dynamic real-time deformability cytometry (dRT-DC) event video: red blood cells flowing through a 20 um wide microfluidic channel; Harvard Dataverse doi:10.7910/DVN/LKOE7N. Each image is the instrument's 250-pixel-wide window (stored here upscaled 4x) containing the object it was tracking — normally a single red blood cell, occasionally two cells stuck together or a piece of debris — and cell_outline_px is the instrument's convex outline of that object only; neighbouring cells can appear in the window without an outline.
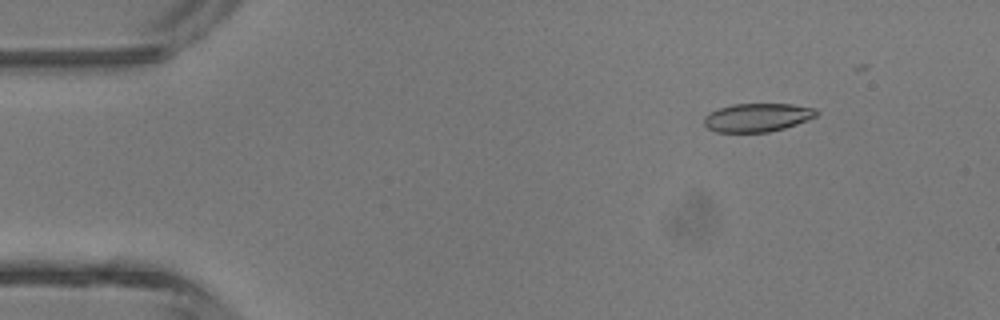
{"species": "common noctule bat (a hibernating species)", "species_latin": "Nyctalus noctula", "temperature_condition": "room temperature", "stored_images_in_passage": 3, "camera_frame_rate_fps": 3000, "um_per_image_px": 0.085, "animal": {"sex": "male", "body_mass_g": 13.3}, "frame": {"image": 1, "passage_image": 3, "time_ms": 2.333, "image_size_px": [1000, 320], "cell_outline_px": [[820, 112], [816, 116], [808, 120], [784, 128], [768, 132], [716, 132], [708, 128], [704, 124], [704, 116], [720, 108], [732, 104], [792, 104], [816, 108]], "centroid_in_image_um": [64.41, 9.98], "position_along_channel_um": 20.6, "area_um2": 18.61}}